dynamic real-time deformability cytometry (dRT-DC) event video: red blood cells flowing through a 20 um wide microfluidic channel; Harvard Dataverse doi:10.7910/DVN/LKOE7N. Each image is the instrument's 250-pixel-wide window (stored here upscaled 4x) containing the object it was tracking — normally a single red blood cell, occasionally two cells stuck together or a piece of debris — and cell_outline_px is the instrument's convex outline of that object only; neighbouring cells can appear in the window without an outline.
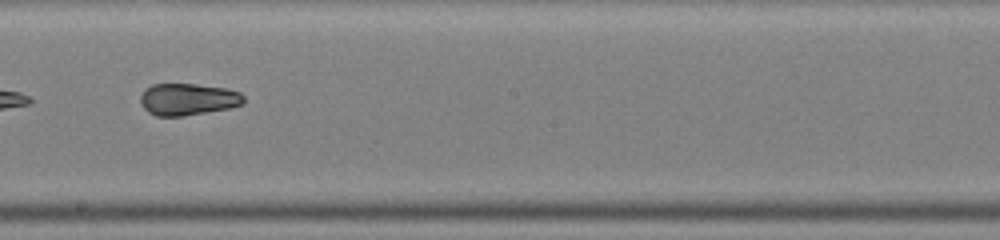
{"species": "common noctule bat (a hibernating species)", "species_latin": "Nyctalus noctula", "temperature_condition": "warm", "stored_images_in_passage": 31, "camera_frame_rate_fps": 3000, "um_per_image_px": 0.085, "animal": {"sex": "male", "body_mass_g": 19.0, "forearm_length_mm": 50.8}, "frame": {"image": 1, "passage_image": 14, "time_ms": 4.333, "image_size_px": [1000, 240], "cell_outline_px": [[244, 104], [228, 108], [184, 116], [156, 116], [148, 112], [140, 104], [140, 96], [144, 88], [152, 84], [196, 84], [228, 88], [240, 92], [244, 96]], "centroid_in_image_um": [15.96, 8.43], "position_along_channel_um": 232.2, "area_um2": 19.42}, "authors_computed_cell_mechanics": {"area_um2": 20.1144, "velocity_mm_per_s": 4.2471, "shape_relaxation_time_tau1_ms": null, "shape_relaxation_time_tau2_ms": 1.395, "deformation_change_tau1": null, "deformation_change_tau2": 0.0633}}